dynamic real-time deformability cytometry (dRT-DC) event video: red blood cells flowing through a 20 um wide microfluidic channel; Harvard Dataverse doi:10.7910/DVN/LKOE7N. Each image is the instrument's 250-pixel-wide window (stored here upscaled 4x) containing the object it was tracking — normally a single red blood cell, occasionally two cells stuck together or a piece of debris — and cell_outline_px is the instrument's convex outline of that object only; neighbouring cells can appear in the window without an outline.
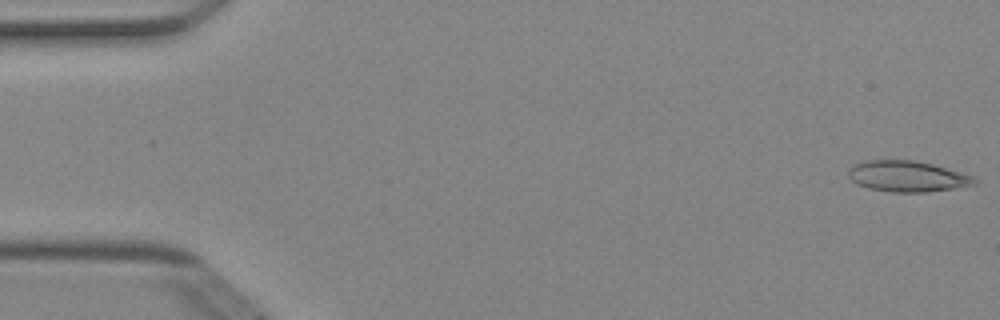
{"species": "Egyptian fruit bat (a non-hibernating species)", "species_latin": "Rousettus aegyptiacus", "temperature_condition": "cold", "stored_images_in_passage": 50, "camera_frame_rate_fps": 3000, "um_per_image_px": 0.085, "animal": {"sex": "female"}, "frame": {"image": 1, "passage_image": 1, "time_ms": 0.0, "image_size_px": [1000, 320], "cell_outline_px": [[976, 184], [928, 192], [892, 192], [868, 188], [856, 184], [848, 176], [848, 168], [852, 164], [864, 160], [912, 160], [932, 164], [960, 172], [972, 176], [976, 180]], "centroid_in_image_um": [77.05, 14.98], "position_along_channel_um": 8.0, "area_um2": 22.66}}
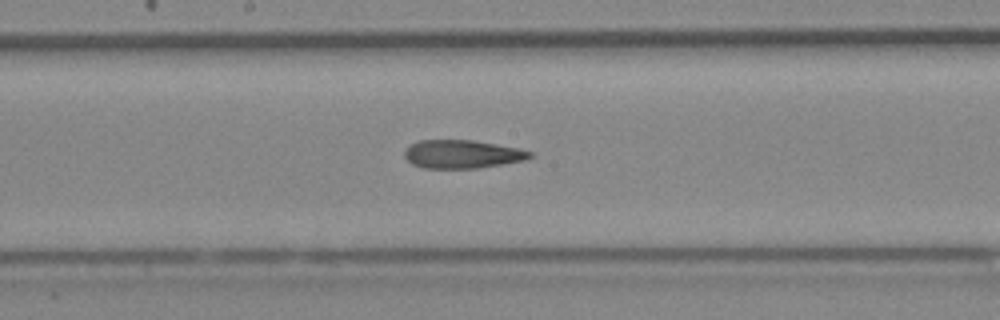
{"frame": {"image": 2, "passage_image": 26, "time_ms": 8.333, "image_size_px": [1000, 320], "cell_outline_px": [[532, 156], [528, 160], [476, 168], [424, 168], [412, 164], [404, 156], [404, 148], [416, 140], [472, 140], [520, 148], [532, 152]], "centroid_in_image_um": [39.27, 13.09], "position_along_channel_um": 208.9, "area_um2": 20.87}}
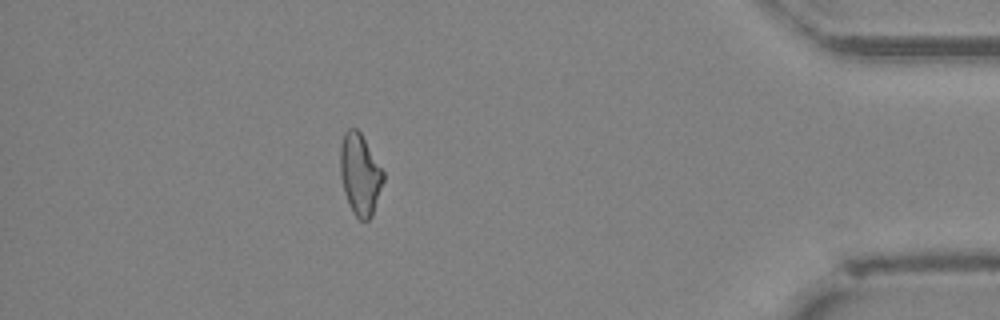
{"frame": {"image": 3, "passage_image": 44, "time_ms": 14.333, "image_size_px": [1000, 320], "cell_outline_px": [[384, 180], [372, 216], [368, 220], [360, 220], [352, 212], [344, 192], [340, 176], [340, 148], [344, 132], [348, 128], [356, 128], [360, 132], [384, 172]], "centroid_in_image_um": [30.59, 14.82], "position_along_channel_um": 404.6, "area_um2": 20.35}, "authors_computed_cell_mechanics": {"area_um2": 21.5594, "velocity_mm_per_s": 4.0474, "shape_relaxation_time_tau1_ms": 10.0702, "shape_relaxation_time_tau2_ms": 3.3819, "deformation_change_tau1": 0.2275, "deformation_change_tau2": 0.1421}}